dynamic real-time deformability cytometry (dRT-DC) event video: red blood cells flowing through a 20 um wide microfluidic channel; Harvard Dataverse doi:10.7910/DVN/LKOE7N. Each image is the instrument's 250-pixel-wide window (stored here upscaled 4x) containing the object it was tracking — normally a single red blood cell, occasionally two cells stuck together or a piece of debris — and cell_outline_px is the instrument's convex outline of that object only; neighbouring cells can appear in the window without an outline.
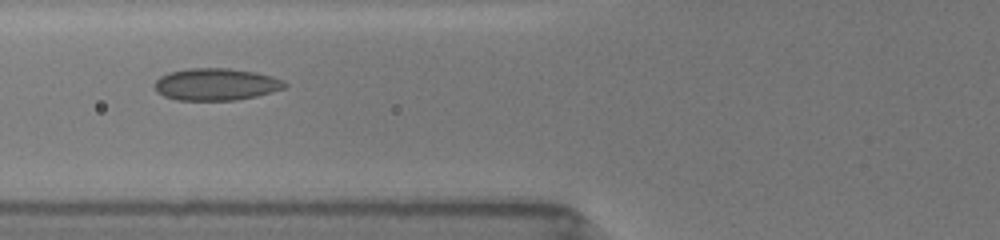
{"species": "common noctule bat (a hibernating species)", "species_latin": "Nyctalus noctula", "temperature_condition": "room temperature", "stored_images_in_passage": 17, "camera_frame_rate_fps": 3000, "um_per_image_px": 0.085, "animal": {"sex": "female", "body_mass_g": 19.5, "forearm_length_mm": 54.1}, "frame": {"image": 1, "passage_image": 2, "time_ms": 1.0, "image_size_px": [1000, 240], "cell_outline_px": [[288, 84], [284, 88], [256, 96], [236, 100], [176, 100], [164, 96], [156, 92], [156, 80], [160, 76], [168, 72], [188, 68], [228, 68], [256, 72], [272, 76], [284, 80]], "centroid_in_image_um": [18.36, 7.16], "position_along_channel_um": 107.4, "area_um2": 24.39}}
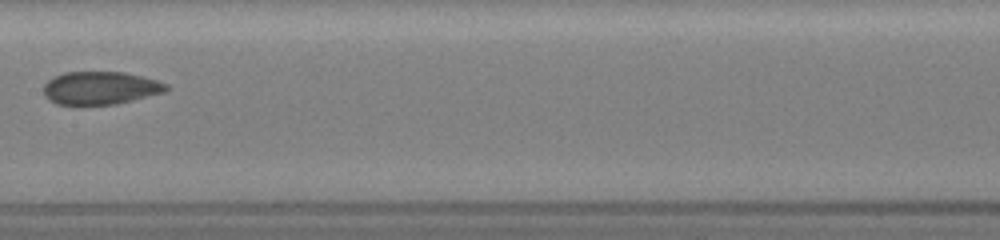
{"frame": {"image": 2, "passage_image": 5, "time_ms": 3.333, "image_size_px": [1000, 240], "cell_outline_px": [[168, 88], [164, 92], [116, 104], [80, 108], [56, 104], [48, 100], [44, 96], [44, 84], [48, 80], [64, 72], [124, 72], [156, 80], [168, 84]], "centroid_in_image_um": [8.46, 7.53], "position_along_channel_um": 198.9, "area_um2": 24.22}}
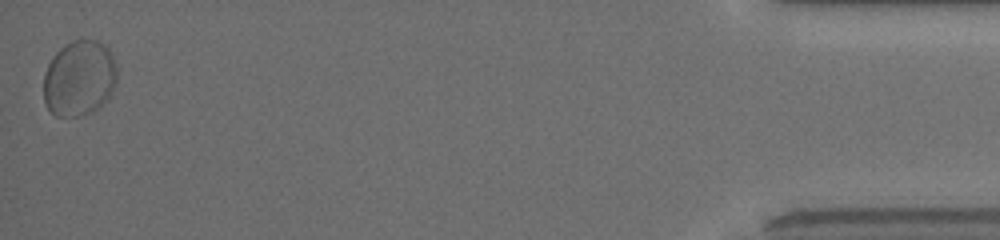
{"frame": {"image": 3, "passage_image": 17, "time_ms": 11.333, "image_size_px": [1000, 240], "cell_outline_px": [[116, 84], [112, 92], [96, 108], [88, 112], [76, 116], [56, 116], [44, 104], [44, 72], [48, 64], [56, 52], [60, 48], [72, 40], [96, 40], [104, 44], [108, 48], [116, 64]], "centroid_in_image_um": [6.72, 6.63], "position_along_channel_um": 428.5, "area_um2": 32.14}, "authors_computed_cell_mechanics": {"area_um2": 25.6632, "velocity_mm_per_s": 3.9107, "shape_relaxation_time_tau1_ms": 10.2013, "shape_relaxation_time_tau2_ms": null, "deformation_change_tau1": 0.1336, "deformation_change_tau2": null}}